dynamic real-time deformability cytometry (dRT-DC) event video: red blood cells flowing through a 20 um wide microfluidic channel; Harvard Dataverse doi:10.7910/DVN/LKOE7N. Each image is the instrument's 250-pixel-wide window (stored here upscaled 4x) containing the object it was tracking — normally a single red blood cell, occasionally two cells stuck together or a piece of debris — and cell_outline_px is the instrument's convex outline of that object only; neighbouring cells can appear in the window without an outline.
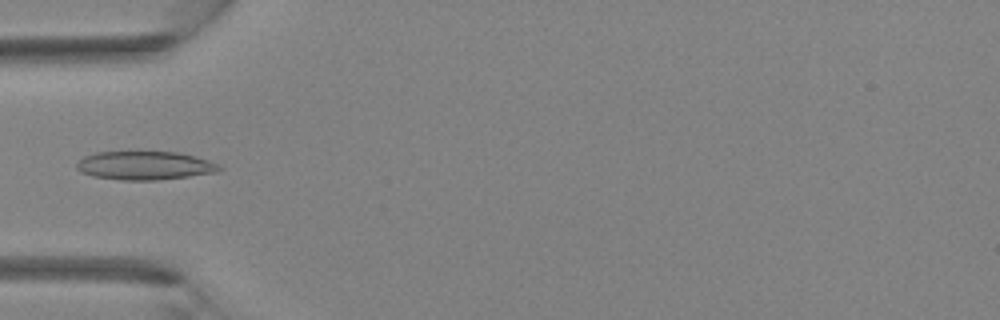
{"species": "Egyptian fruit bat (a non-hibernating species)", "species_latin": "Rousettus aegyptiacus", "temperature_condition": "room temperature", "stored_images_in_passage": 40, "camera_frame_rate_fps": 3000, "um_per_image_px": 0.085, "animal": {"sex": "female"}, "frame": {"image": 1, "passage_image": 13, "time_ms": 4.0, "image_size_px": [1000, 320], "cell_outline_px": [[224, 168], [216, 172], [188, 176], [156, 180], [120, 180], [92, 176], [80, 172], [76, 168], [76, 164], [84, 156], [96, 152], [176, 152], [208, 160], [220, 164]], "centroid_in_image_um": [12.28, 14.07], "position_along_channel_um": 72.7, "area_um2": 23.64}}
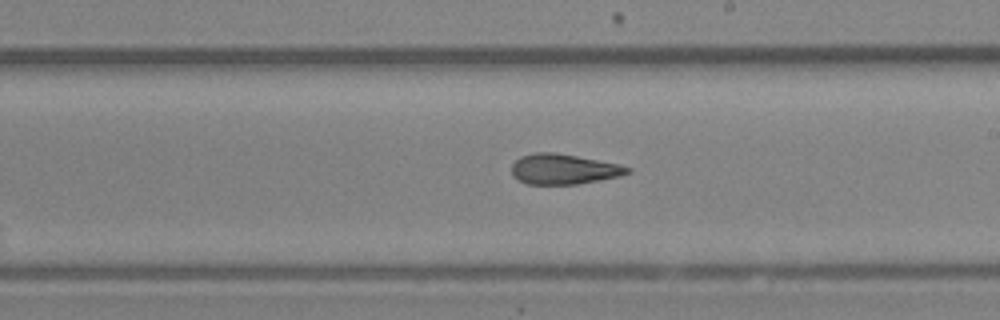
{"frame": {"image": 2, "passage_image": 23, "time_ms": 7.333, "image_size_px": [1000, 320], "cell_outline_px": [[632, 172], [620, 176], [600, 180], [576, 184], [528, 184], [512, 176], [512, 164], [520, 156], [532, 152], [552, 152], [576, 156], [620, 164], [632, 168]], "centroid_in_image_um": [47.92, 14.37], "position_along_channel_um": 241.1, "area_um2": 20.46}}
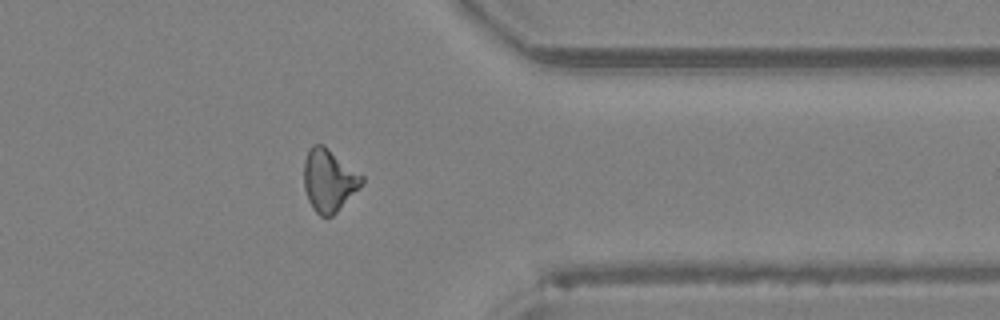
{"frame": {"image": 3, "passage_image": 32, "time_ms": 10.333, "image_size_px": [1000, 320], "cell_outline_px": [[364, 180], [336, 212], [332, 216], [320, 216], [312, 208], [308, 200], [304, 188], [304, 160], [312, 144], [324, 144], [364, 176]], "centroid_in_image_um": [27.93, 15.3], "position_along_channel_um": 383.5, "area_um2": 20.81}}